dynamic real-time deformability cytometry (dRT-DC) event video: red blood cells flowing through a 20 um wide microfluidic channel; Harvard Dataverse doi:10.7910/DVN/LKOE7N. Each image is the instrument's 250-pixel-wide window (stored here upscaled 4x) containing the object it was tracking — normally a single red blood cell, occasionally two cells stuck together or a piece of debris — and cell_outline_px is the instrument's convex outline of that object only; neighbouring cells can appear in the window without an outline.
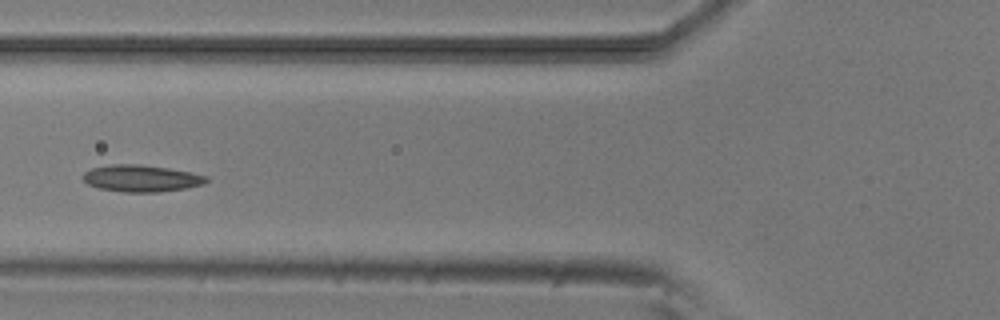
{"species": "common noctule bat (a hibernating species)", "species_latin": "Nyctalus noctula", "temperature_condition": "room temperature", "stored_images_in_passage": 5, "camera_frame_rate_fps": 3000, "um_per_image_px": 0.085, "animal": {"sex": "male", "body_mass_g": 20.5, "forearm_length_mm": 52.5}, "frame": {"image": 1, "passage_image": 5, "time_ms": 5.333, "image_size_px": [1000, 320], "cell_outline_px": [[208, 180], [204, 184], [184, 188], [160, 192], [124, 192], [100, 188], [88, 184], [80, 176], [84, 172], [92, 168], [112, 164], [140, 164], [168, 168], [208, 176]], "centroid_in_image_um": [11.99, 15.15], "position_along_channel_um": 113.8, "area_um2": 19.19}}